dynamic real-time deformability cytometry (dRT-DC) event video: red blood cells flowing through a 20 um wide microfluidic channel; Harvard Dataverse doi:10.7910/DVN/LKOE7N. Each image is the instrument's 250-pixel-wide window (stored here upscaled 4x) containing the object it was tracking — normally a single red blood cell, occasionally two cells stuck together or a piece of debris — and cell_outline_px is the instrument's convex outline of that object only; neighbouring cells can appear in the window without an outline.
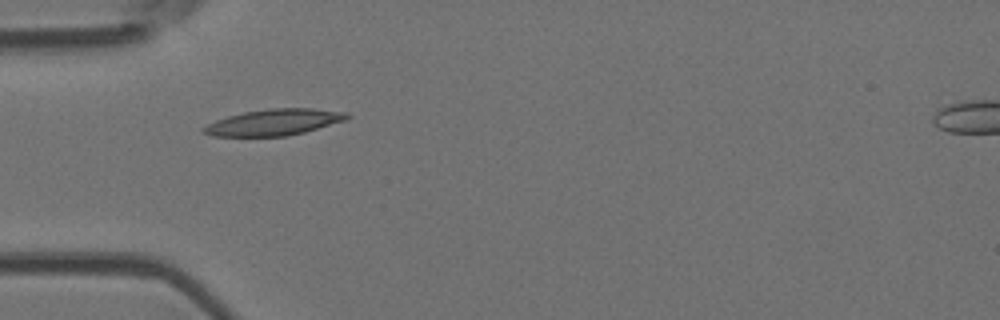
{"species": "Egyptian fruit bat (a non-hibernating species)", "species_latin": "Rousettus aegyptiacus", "temperature_condition": "room temperature", "stored_images_in_passage": 1, "camera_frame_rate_fps": 3000, "um_per_image_px": 0.085, "animal": {"sex": "female"}, "frame": {"image": 1, "passage_image": 1, "time_ms": 0.0, "image_size_px": [1000, 320], "cell_outline_px": [[352, 116], [348, 120], [304, 132], [288, 136], [212, 136], [204, 132], [200, 128], [216, 120], [228, 116], [244, 112], [272, 108], [312, 108], [348, 112]], "centroid_in_image_um": [23.35, 10.39], "position_along_channel_um": 61.6, "area_um2": 22.02}}